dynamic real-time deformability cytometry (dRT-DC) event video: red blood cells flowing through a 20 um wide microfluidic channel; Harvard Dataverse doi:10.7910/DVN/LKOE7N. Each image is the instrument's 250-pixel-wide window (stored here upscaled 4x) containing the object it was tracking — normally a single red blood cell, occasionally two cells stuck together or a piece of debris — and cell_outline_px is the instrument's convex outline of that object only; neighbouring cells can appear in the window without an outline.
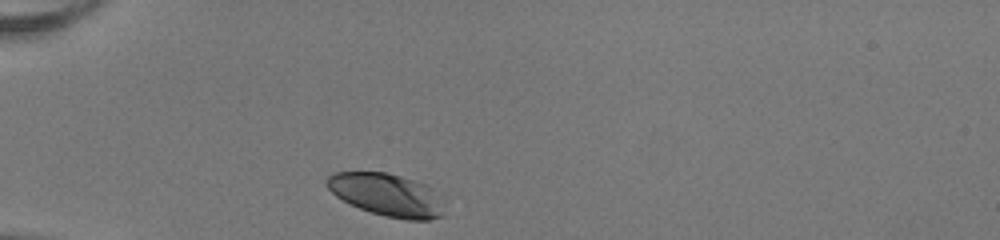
{"species": "human", "species_latin": "Homo sapiens", "temperature_condition": "room temperature", "stored_images_in_passage": 29, "camera_frame_rate_fps": 3000, "um_per_image_px": 0.085, "donor": {"sex": "female"}, "frame": {"image": 1, "passage_image": 1, "time_ms": 0.0, "image_size_px": [1000, 240], "cell_outline_px": [[444, 216], [432, 220], [408, 220], [384, 216], [360, 208], [336, 196], [328, 188], [324, 180], [328, 176], [336, 172], [388, 172], [428, 184], [432, 188]], "centroid_in_image_um": [32.85, 16.55], "position_along_channel_um": 52.2, "area_um2": 28.9}}
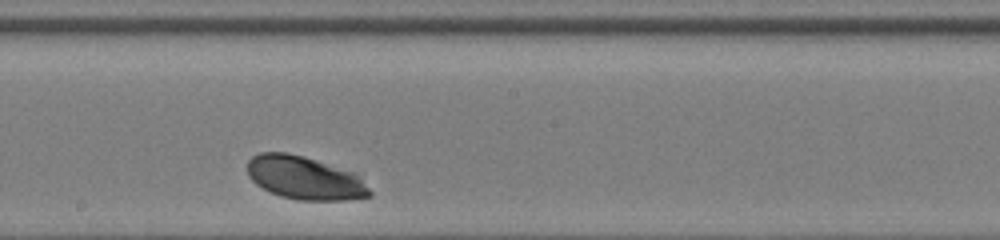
{"frame": {"image": 2, "passage_image": 16, "time_ms": 5.0, "image_size_px": [1000, 240], "cell_outline_px": [[372, 196], [348, 200], [300, 200], [280, 196], [256, 184], [248, 176], [248, 160], [252, 156], [260, 152], [288, 152], [304, 156], [356, 172], [372, 192]], "centroid_in_image_um": [25.93, 15.11], "position_along_channel_um": 222.3, "area_um2": 30.98}}
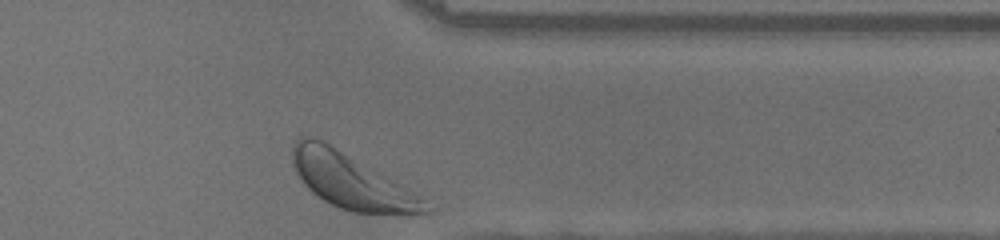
{"frame": {"image": 3, "passage_image": 29, "time_ms": 9.333, "image_size_px": [1000, 240], "cell_outline_px": [[436, 208], [432, 212], [408, 216], [400, 216], [352, 212], [340, 208], [316, 196], [304, 184], [296, 172], [292, 164], [292, 148], [296, 140], [300, 136], [308, 136], [320, 140], [328, 144], [420, 196]], "centroid_in_image_um": [29.91, 15.47], "position_along_channel_um": 381.5, "area_um2": 42.19}, "authors_computed_cell_mechanics": {"area_um2": 31.4432, "velocity_mm_per_s": 3.7795, "shape_relaxation_time_tau1_ms": 1.4466, "shape_relaxation_time_tau2_ms": null, "deformation_change_tau1": 0.1172, "deformation_change_tau2": null}}